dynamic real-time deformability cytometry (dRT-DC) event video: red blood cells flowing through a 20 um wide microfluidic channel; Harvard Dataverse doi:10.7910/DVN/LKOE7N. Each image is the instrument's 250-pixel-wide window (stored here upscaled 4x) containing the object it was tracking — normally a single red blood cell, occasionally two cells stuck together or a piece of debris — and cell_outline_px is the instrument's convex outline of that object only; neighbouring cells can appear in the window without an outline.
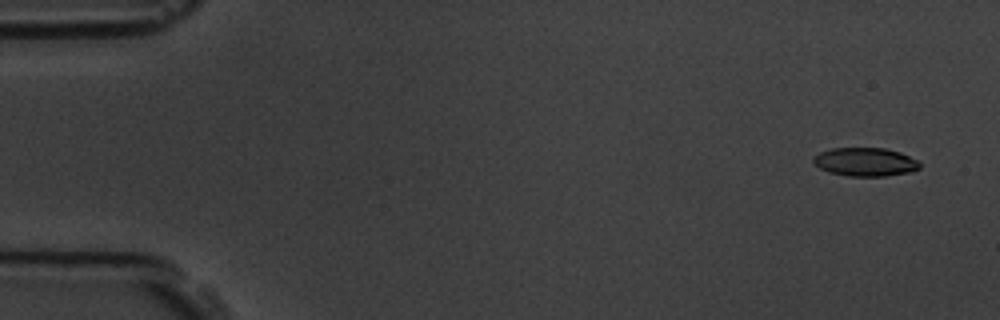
{"species": "common noctule bat (a hibernating species)", "species_latin": "Nyctalus noctula", "temperature_condition": "room temperature", "stored_images_in_passage": 5, "camera_frame_rate_fps": 3000, "um_per_image_px": 0.085, "animal": {"sex": "male", "body_mass_g": 19.5, "forearm_length_mm": 54.6}, "frame": {"image": 1, "passage_image": 1, "time_ms": 0.0, "image_size_px": [1000, 320], "cell_outline_px": [[920, 168], [912, 172], [884, 176], [848, 176], [828, 172], [820, 168], [812, 160], [812, 156], [820, 152], [832, 148], [884, 148], [900, 152], [916, 160], [920, 164]], "centroid_in_image_um": [73.53, 13.76], "position_along_channel_um": 11.5, "area_um2": 17.69}}
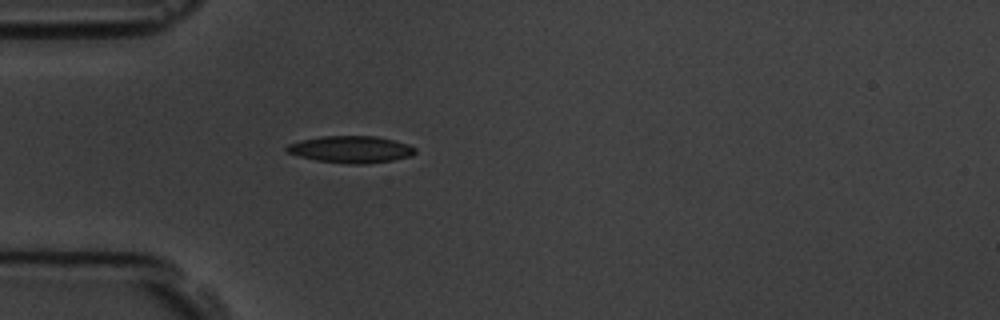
{"frame": {"image": 2, "passage_image": 5, "time_ms": 4.333, "image_size_px": [1000, 320], "cell_outline_px": [[416, 152], [412, 156], [392, 160], [364, 164], [348, 164], [316, 160], [300, 156], [288, 152], [284, 148], [288, 144], [300, 140], [320, 136], [376, 136], [408, 144], [416, 148]], "centroid_in_image_um": [29.83, 12.69], "position_along_channel_um": 55.2, "area_um2": 20.11}}